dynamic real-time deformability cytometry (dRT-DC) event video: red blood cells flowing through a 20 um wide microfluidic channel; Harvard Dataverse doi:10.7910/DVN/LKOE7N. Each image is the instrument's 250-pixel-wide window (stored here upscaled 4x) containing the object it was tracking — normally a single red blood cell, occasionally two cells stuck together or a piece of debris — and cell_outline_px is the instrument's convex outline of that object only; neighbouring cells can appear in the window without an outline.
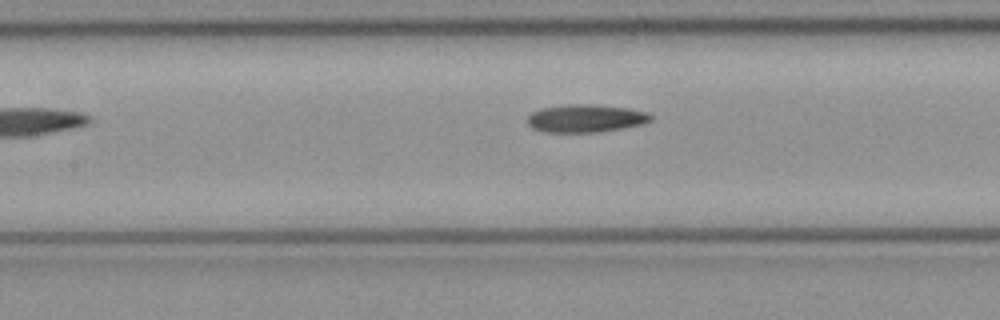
{"species": "common noctule bat (a hibernating species)", "species_latin": "Nyctalus noctula", "temperature_condition": "cold", "stored_images_in_passage": 4, "camera_frame_rate_fps": 3000, "um_per_image_px": 0.085, "animal": {"sex": "female", "body_mass_g": 21.9}, "frame": {"image": 1, "passage_image": 4, "time_ms": 1.0, "image_size_px": [1000, 320], "cell_outline_px": [[652, 120], [640, 124], [600, 132], [544, 132], [532, 128], [528, 124], [528, 116], [532, 112], [540, 108], [568, 104], [592, 104], [628, 108], [648, 112], [652, 116]], "centroid_in_image_um": [49.76, 10.05], "position_along_channel_um": 157.6, "area_um2": 20.0}}